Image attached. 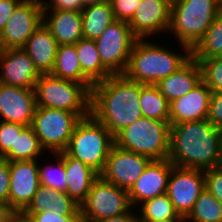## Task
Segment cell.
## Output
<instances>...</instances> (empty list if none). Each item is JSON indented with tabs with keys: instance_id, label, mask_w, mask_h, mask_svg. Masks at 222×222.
Wrapping results in <instances>:
<instances>
[{
	"instance_id": "obj_43",
	"label": "cell",
	"mask_w": 222,
	"mask_h": 222,
	"mask_svg": "<svg viewBox=\"0 0 222 222\" xmlns=\"http://www.w3.org/2000/svg\"><path fill=\"white\" fill-rule=\"evenodd\" d=\"M133 209L134 208L132 207L128 212L122 215L104 218L96 222H138L136 209H135V212L133 211Z\"/></svg>"
},
{
	"instance_id": "obj_37",
	"label": "cell",
	"mask_w": 222,
	"mask_h": 222,
	"mask_svg": "<svg viewBox=\"0 0 222 222\" xmlns=\"http://www.w3.org/2000/svg\"><path fill=\"white\" fill-rule=\"evenodd\" d=\"M205 188L222 203V166L204 170Z\"/></svg>"
},
{
	"instance_id": "obj_14",
	"label": "cell",
	"mask_w": 222,
	"mask_h": 222,
	"mask_svg": "<svg viewBox=\"0 0 222 222\" xmlns=\"http://www.w3.org/2000/svg\"><path fill=\"white\" fill-rule=\"evenodd\" d=\"M37 160L9 161V205L15 212H23L40 185Z\"/></svg>"
},
{
	"instance_id": "obj_39",
	"label": "cell",
	"mask_w": 222,
	"mask_h": 222,
	"mask_svg": "<svg viewBox=\"0 0 222 222\" xmlns=\"http://www.w3.org/2000/svg\"><path fill=\"white\" fill-rule=\"evenodd\" d=\"M31 216L35 222H82L81 216H63L60 212L46 210L42 213H25Z\"/></svg>"
},
{
	"instance_id": "obj_44",
	"label": "cell",
	"mask_w": 222,
	"mask_h": 222,
	"mask_svg": "<svg viewBox=\"0 0 222 222\" xmlns=\"http://www.w3.org/2000/svg\"><path fill=\"white\" fill-rule=\"evenodd\" d=\"M14 212L9 204L0 202V222H9Z\"/></svg>"
},
{
	"instance_id": "obj_50",
	"label": "cell",
	"mask_w": 222,
	"mask_h": 222,
	"mask_svg": "<svg viewBox=\"0 0 222 222\" xmlns=\"http://www.w3.org/2000/svg\"><path fill=\"white\" fill-rule=\"evenodd\" d=\"M217 57L218 58H222V51H221V53Z\"/></svg>"
},
{
	"instance_id": "obj_31",
	"label": "cell",
	"mask_w": 222,
	"mask_h": 222,
	"mask_svg": "<svg viewBox=\"0 0 222 222\" xmlns=\"http://www.w3.org/2000/svg\"><path fill=\"white\" fill-rule=\"evenodd\" d=\"M186 219L191 222H222V203L204 188Z\"/></svg>"
},
{
	"instance_id": "obj_7",
	"label": "cell",
	"mask_w": 222,
	"mask_h": 222,
	"mask_svg": "<svg viewBox=\"0 0 222 222\" xmlns=\"http://www.w3.org/2000/svg\"><path fill=\"white\" fill-rule=\"evenodd\" d=\"M34 91L37 107L66 110L81 118L90 115L91 92L83 84L41 74Z\"/></svg>"
},
{
	"instance_id": "obj_45",
	"label": "cell",
	"mask_w": 222,
	"mask_h": 222,
	"mask_svg": "<svg viewBox=\"0 0 222 222\" xmlns=\"http://www.w3.org/2000/svg\"><path fill=\"white\" fill-rule=\"evenodd\" d=\"M12 222H35L31 216L26 215L24 212H14Z\"/></svg>"
},
{
	"instance_id": "obj_13",
	"label": "cell",
	"mask_w": 222,
	"mask_h": 222,
	"mask_svg": "<svg viewBox=\"0 0 222 222\" xmlns=\"http://www.w3.org/2000/svg\"><path fill=\"white\" fill-rule=\"evenodd\" d=\"M152 160L138 153L113 146L100 176L117 187L129 191Z\"/></svg>"
},
{
	"instance_id": "obj_21",
	"label": "cell",
	"mask_w": 222,
	"mask_h": 222,
	"mask_svg": "<svg viewBox=\"0 0 222 222\" xmlns=\"http://www.w3.org/2000/svg\"><path fill=\"white\" fill-rule=\"evenodd\" d=\"M58 46L56 39L42 23L22 49L29 55L40 74H49L55 65Z\"/></svg>"
},
{
	"instance_id": "obj_16",
	"label": "cell",
	"mask_w": 222,
	"mask_h": 222,
	"mask_svg": "<svg viewBox=\"0 0 222 222\" xmlns=\"http://www.w3.org/2000/svg\"><path fill=\"white\" fill-rule=\"evenodd\" d=\"M29 55L22 49H0V83L34 89L40 77Z\"/></svg>"
},
{
	"instance_id": "obj_19",
	"label": "cell",
	"mask_w": 222,
	"mask_h": 222,
	"mask_svg": "<svg viewBox=\"0 0 222 222\" xmlns=\"http://www.w3.org/2000/svg\"><path fill=\"white\" fill-rule=\"evenodd\" d=\"M211 93V89L201 81L186 95L172 101L169 124L207 119Z\"/></svg>"
},
{
	"instance_id": "obj_4",
	"label": "cell",
	"mask_w": 222,
	"mask_h": 222,
	"mask_svg": "<svg viewBox=\"0 0 222 222\" xmlns=\"http://www.w3.org/2000/svg\"><path fill=\"white\" fill-rule=\"evenodd\" d=\"M222 10L220 0H176L171 4L170 26L179 44L192 49Z\"/></svg>"
},
{
	"instance_id": "obj_26",
	"label": "cell",
	"mask_w": 222,
	"mask_h": 222,
	"mask_svg": "<svg viewBox=\"0 0 222 222\" xmlns=\"http://www.w3.org/2000/svg\"><path fill=\"white\" fill-rule=\"evenodd\" d=\"M52 75L83 84L90 92L93 84L83 75L75 44L59 45Z\"/></svg>"
},
{
	"instance_id": "obj_8",
	"label": "cell",
	"mask_w": 222,
	"mask_h": 222,
	"mask_svg": "<svg viewBox=\"0 0 222 222\" xmlns=\"http://www.w3.org/2000/svg\"><path fill=\"white\" fill-rule=\"evenodd\" d=\"M82 118L73 112L36 107L31 127L46 152L60 153L68 147L76 124Z\"/></svg>"
},
{
	"instance_id": "obj_32",
	"label": "cell",
	"mask_w": 222,
	"mask_h": 222,
	"mask_svg": "<svg viewBox=\"0 0 222 222\" xmlns=\"http://www.w3.org/2000/svg\"><path fill=\"white\" fill-rule=\"evenodd\" d=\"M135 209L140 211L138 220L182 219L167 194L146 200Z\"/></svg>"
},
{
	"instance_id": "obj_41",
	"label": "cell",
	"mask_w": 222,
	"mask_h": 222,
	"mask_svg": "<svg viewBox=\"0 0 222 222\" xmlns=\"http://www.w3.org/2000/svg\"><path fill=\"white\" fill-rule=\"evenodd\" d=\"M84 8L81 0H51L43 10H68L81 12Z\"/></svg>"
},
{
	"instance_id": "obj_11",
	"label": "cell",
	"mask_w": 222,
	"mask_h": 222,
	"mask_svg": "<svg viewBox=\"0 0 222 222\" xmlns=\"http://www.w3.org/2000/svg\"><path fill=\"white\" fill-rule=\"evenodd\" d=\"M204 188L203 170L174 166L168 178L166 194L179 216L186 218Z\"/></svg>"
},
{
	"instance_id": "obj_1",
	"label": "cell",
	"mask_w": 222,
	"mask_h": 222,
	"mask_svg": "<svg viewBox=\"0 0 222 222\" xmlns=\"http://www.w3.org/2000/svg\"><path fill=\"white\" fill-rule=\"evenodd\" d=\"M222 130L207 119L171 125L168 160L185 168L207 170L221 166Z\"/></svg>"
},
{
	"instance_id": "obj_38",
	"label": "cell",
	"mask_w": 222,
	"mask_h": 222,
	"mask_svg": "<svg viewBox=\"0 0 222 222\" xmlns=\"http://www.w3.org/2000/svg\"><path fill=\"white\" fill-rule=\"evenodd\" d=\"M207 120L222 130V90L211 93Z\"/></svg>"
},
{
	"instance_id": "obj_30",
	"label": "cell",
	"mask_w": 222,
	"mask_h": 222,
	"mask_svg": "<svg viewBox=\"0 0 222 222\" xmlns=\"http://www.w3.org/2000/svg\"><path fill=\"white\" fill-rule=\"evenodd\" d=\"M222 51V10L217 14L214 22L205 35L191 49V57L203 60L217 57Z\"/></svg>"
},
{
	"instance_id": "obj_25",
	"label": "cell",
	"mask_w": 222,
	"mask_h": 222,
	"mask_svg": "<svg viewBox=\"0 0 222 222\" xmlns=\"http://www.w3.org/2000/svg\"><path fill=\"white\" fill-rule=\"evenodd\" d=\"M75 48L82 73L93 85L113 75L101 62L95 40L82 38Z\"/></svg>"
},
{
	"instance_id": "obj_22",
	"label": "cell",
	"mask_w": 222,
	"mask_h": 222,
	"mask_svg": "<svg viewBox=\"0 0 222 222\" xmlns=\"http://www.w3.org/2000/svg\"><path fill=\"white\" fill-rule=\"evenodd\" d=\"M202 81L199 62L190 58L177 71L160 80L156 86L160 93L171 103L186 95Z\"/></svg>"
},
{
	"instance_id": "obj_48",
	"label": "cell",
	"mask_w": 222,
	"mask_h": 222,
	"mask_svg": "<svg viewBox=\"0 0 222 222\" xmlns=\"http://www.w3.org/2000/svg\"><path fill=\"white\" fill-rule=\"evenodd\" d=\"M27 1H32V2H34L35 4H38V5L42 6V7H44V6H46L47 3H49L51 0H48V2H47V0H27Z\"/></svg>"
},
{
	"instance_id": "obj_33",
	"label": "cell",
	"mask_w": 222,
	"mask_h": 222,
	"mask_svg": "<svg viewBox=\"0 0 222 222\" xmlns=\"http://www.w3.org/2000/svg\"><path fill=\"white\" fill-rule=\"evenodd\" d=\"M54 162L51 161L45 166L39 163L38 174L40 184L51 187L59 191L66 192L67 181H66V171H65V158L60 153H52Z\"/></svg>"
},
{
	"instance_id": "obj_3",
	"label": "cell",
	"mask_w": 222,
	"mask_h": 222,
	"mask_svg": "<svg viewBox=\"0 0 222 222\" xmlns=\"http://www.w3.org/2000/svg\"><path fill=\"white\" fill-rule=\"evenodd\" d=\"M179 47H181L182 53H176L157 42L152 43L148 38L136 39L123 75L129 80L141 84L156 85L191 58L189 47L182 44H179Z\"/></svg>"
},
{
	"instance_id": "obj_18",
	"label": "cell",
	"mask_w": 222,
	"mask_h": 222,
	"mask_svg": "<svg viewBox=\"0 0 222 222\" xmlns=\"http://www.w3.org/2000/svg\"><path fill=\"white\" fill-rule=\"evenodd\" d=\"M34 89L0 83V119L5 122L31 126L36 110Z\"/></svg>"
},
{
	"instance_id": "obj_36",
	"label": "cell",
	"mask_w": 222,
	"mask_h": 222,
	"mask_svg": "<svg viewBox=\"0 0 222 222\" xmlns=\"http://www.w3.org/2000/svg\"><path fill=\"white\" fill-rule=\"evenodd\" d=\"M141 0H110L115 20L129 22Z\"/></svg>"
},
{
	"instance_id": "obj_35",
	"label": "cell",
	"mask_w": 222,
	"mask_h": 222,
	"mask_svg": "<svg viewBox=\"0 0 222 222\" xmlns=\"http://www.w3.org/2000/svg\"><path fill=\"white\" fill-rule=\"evenodd\" d=\"M26 126L19 123L0 120V157H3L11 148H15L17 134Z\"/></svg>"
},
{
	"instance_id": "obj_15",
	"label": "cell",
	"mask_w": 222,
	"mask_h": 222,
	"mask_svg": "<svg viewBox=\"0 0 222 222\" xmlns=\"http://www.w3.org/2000/svg\"><path fill=\"white\" fill-rule=\"evenodd\" d=\"M171 4L169 0H141L128 22L133 35L137 39H149L168 32Z\"/></svg>"
},
{
	"instance_id": "obj_27",
	"label": "cell",
	"mask_w": 222,
	"mask_h": 222,
	"mask_svg": "<svg viewBox=\"0 0 222 222\" xmlns=\"http://www.w3.org/2000/svg\"><path fill=\"white\" fill-rule=\"evenodd\" d=\"M84 39L96 40L115 21L110 1L86 6L81 11Z\"/></svg>"
},
{
	"instance_id": "obj_23",
	"label": "cell",
	"mask_w": 222,
	"mask_h": 222,
	"mask_svg": "<svg viewBox=\"0 0 222 222\" xmlns=\"http://www.w3.org/2000/svg\"><path fill=\"white\" fill-rule=\"evenodd\" d=\"M60 154L65 158L66 193L78 205H81L100 174L80 160L69 156L65 151L60 152Z\"/></svg>"
},
{
	"instance_id": "obj_17",
	"label": "cell",
	"mask_w": 222,
	"mask_h": 222,
	"mask_svg": "<svg viewBox=\"0 0 222 222\" xmlns=\"http://www.w3.org/2000/svg\"><path fill=\"white\" fill-rule=\"evenodd\" d=\"M174 165L168 160H152L128 191L131 206L167 193L168 178Z\"/></svg>"
},
{
	"instance_id": "obj_34",
	"label": "cell",
	"mask_w": 222,
	"mask_h": 222,
	"mask_svg": "<svg viewBox=\"0 0 222 222\" xmlns=\"http://www.w3.org/2000/svg\"><path fill=\"white\" fill-rule=\"evenodd\" d=\"M199 62L202 81L211 89L212 92L222 90V58L212 57Z\"/></svg>"
},
{
	"instance_id": "obj_10",
	"label": "cell",
	"mask_w": 222,
	"mask_h": 222,
	"mask_svg": "<svg viewBox=\"0 0 222 222\" xmlns=\"http://www.w3.org/2000/svg\"><path fill=\"white\" fill-rule=\"evenodd\" d=\"M136 39L128 22L115 20L95 40L101 62L113 75L126 71Z\"/></svg>"
},
{
	"instance_id": "obj_24",
	"label": "cell",
	"mask_w": 222,
	"mask_h": 222,
	"mask_svg": "<svg viewBox=\"0 0 222 222\" xmlns=\"http://www.w3.org/2000/svg\"><path fill=\"white\" fill-rule=\"evenodd\" d=\"M48 209L56 210L63 216H81L80 205L71 199L66 192L40 184L32 201L23 212L42 213Z\"/></svg>"
},
{
	"instance_id": "obj_47",
	"label": "cell",
	"mask_w": 222,
	"mask_h": 222,
	"mask_svg": "<svg viewBox=\"0 0 222 222\" xmlns=\"http://www.w3.org/2000/svg\"><path fill=\"white\" fill-rule=\"evenodd\" d=\"M182 219L138 220V222H180Z\"/></svg>"
},
{
	"instance_id": "obj_40",
	"label": "cell",
	"mask_w": 222,
	"mask_h": 222,
	"mask_svg": "<svg viewBox=\"0 0 222 222\" xmlns=\"http://www.w3.org/2000/svg\"><path fill=\"white\" fill-rule=\"evenodd\" d=\"M9 188V161L3 157H0V202L9 204Z\"/></svg>"
},
{
	"instance_id": "obj_9",
	"label": "cell",
	"mask_w": 222,
	"mask_h": 222,
	"mask_svg": "<svg viewBox=\"0 0 222 222\" xmlns=\"http://www.w3.org/2000/svg\"><path fill=\"white\" fill-rule=\"evenodd\" d=\"M131 208L128 191L99 176L80 205L81 221L96 222L122 215Z\"/></svg>"
},
{
	"instance_id": "obj_20",
	"label": "cell",
	"mask_w": 222,
	"mask_h": 222,
	"mask_svg": "<svg viewBox=\"0 0 222 222\" xmlns=\"http://www.w3.org/2000/svg\"><path fill=\"white\" fill-rule=\"evenodd\" d=\"M43 24L58 45L76 44L83 38L82 15L79 11L43 10Z\"/></svg>"
},
{
	"instance_id": "obj_42",
	"label": "cell",
	"mask_w": 222,
	"mask_h": 222,
	"mask_svg": "<svg viewBox=\"0 0 222 222\" xmlns=\"http://www.w3.org/2000/svg\"><path fill=\"white\" fill-rule=\"evenodd\" d=\"M23 0H0V34L4 30L6 22L12 16L13 11Z\"/></svg>"
},
{
	"instance_id": "obj_46",
	"label": "cell",
	"mask_w": 222,
	"mask_h": 222,
	"mask_svg": "<svg viewBox=\"0 0 222 222\" xmlns=\"http://www.w3.org/2000/svg\"><path fill=\"white\" fill-rule=\"evenodd\" d=\"M110 0H81L84 7L94 4H102L108 2Z\"/></svg>"
},
{
	"instance_id": "obj_29",
	"label": "cell",
	"mask_w": 222,
	"mask_h": 222,
	"mask_svg": "<svg viewBox=\"0 0 222 222\" xmlns=\"http://www.w3.org/2000/svg\"><path fill=\"white\" fill-rule=\"evenodd\" d=\"M45 150L31 126H26L17 134L15 148H11L4 156L8 161L38 160Z\"/></svg>"
},
{
	"instance_id": "obj_6",
	"label": "cell",
	"mask_w": 222,
	"mask_h": 222,
	"mask_svg": "<svg viewBox=\"0 0 222 222\" xmlns=\"http://www.w3.org/2000/svg\"><path fill=\"white\" fill-rule=\"evenodd\" d=\"M113 146L114 136L90 114L76 124L65 152L100 174Z\"/></svg>"
},
{
	"instance_id": "obj_28",
	"label": "cell",
	"mask_w": 222,
	"mask_h": 222,
	"mask_svg": "<svg viewBox=\"0 0 222 222\" xmlns=\"http://www.w3.org/2000/svg\"><path fill=\"white\" fill-rule=\"evenodd\" d=\"M140 109L143 117L169 123L170 103L156 85L141 84Z\"/></svg>"
},
{
	"instance_id": "obj_12",
	"label": "cell",
	"mask_w": 222,
	"mask_h": 222,
	"mask_svg": "<svg viewBox=\"0 0 222 222\" xmlns=\"http://www.w3.org/2000/svg\"><path fill=\"white\" fill-rule=\"evenodd\" d=\"M43 23V7L23 0L13 11L0 34V49L23 48L33 32Z\"/></svg>"
},
{
	"instance_id": "obj_49",
	"label": "cell",
	"mask_w": 222,
	"mask_h": 222,
	"mask_svg": "<svg viewBox=\"0 0 222 222\" xmlns=\"http://www.w3.org/2000/svg\"><path fill=\"white\" fill-rule=\"evenodd\" d=\"M180 222H191V221H189V220L186 219V218H182V220H181Z\"/></svg>"
},
{
	"instance_id": "obj_2",
	"label": "cell",
	"mask_w": 222,
	"mask_h": 222,
	"mask_svg": "<svg viewBox=\"0 0 222 222\" xmlns=\"http://www.w3.org/2000/svg\"><path fill=\"white\" fill-rule=\"evenodd\" d=\"M141 83L123 74L112 75L91 89L90 114L115 136L120 130L142 118Z\"/></svg>"
},
{
	"instance_id": "obj_5",
	"label": "cell",
	"mask_w": 222,
	"mask_h": 222,
	"mask_svg": "<svg viewBox=\"0 0 222 222\" xmlns=\"http://www.w3.org/2000/svg\"><path fill=\"white\" fill-rule=\"evenodd\" d=\"M170 128L168 122L142 117L120 130L114 136V145L151 160L168 159Z\"/></svg>"
}]
</instances>
